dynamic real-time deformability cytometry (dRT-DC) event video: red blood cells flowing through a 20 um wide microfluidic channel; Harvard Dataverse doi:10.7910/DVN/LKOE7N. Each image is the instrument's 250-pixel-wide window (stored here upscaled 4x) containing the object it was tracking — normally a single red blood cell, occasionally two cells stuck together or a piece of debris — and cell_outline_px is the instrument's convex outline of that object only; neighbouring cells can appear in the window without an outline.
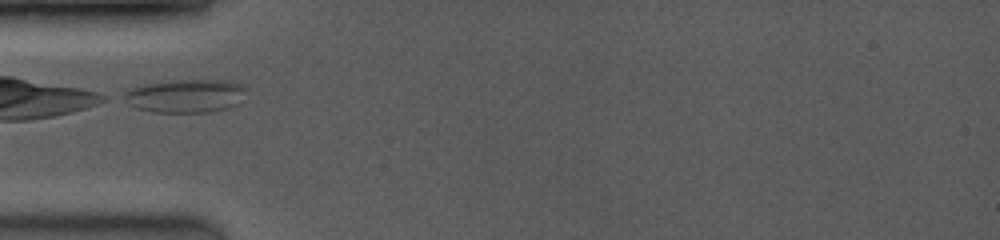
{"species": "common noctule bat (a hibernating species)", "species_latin": "Nyctalus noctula", "temperature_condition": "room temperature", "stored_images_in_passage": 53, "camera_frame_rate_fps": 3500, "um_per_image_px": 0.085, "animal": {"sex": "female", "body_mass_g": 19.0, "forearm_length_mm": 53.3}, "frame": {"image": 1, "passage_image": 1, "time_ms": 0.0, "image_size_px": [1000, 240], "cell_outline_px": [[244, 88], [236, 104], [228, 108], [212, 112], [152, 112], [136, 108], [120, 100], [116, 96], [132, 88], [148, 84], [172, 80], [232, 80], [240, 84]], "centroid_in_image_um": [15.65, 8.16], "position_along_channel_um": 69.4, "area_um2": 23.81}}
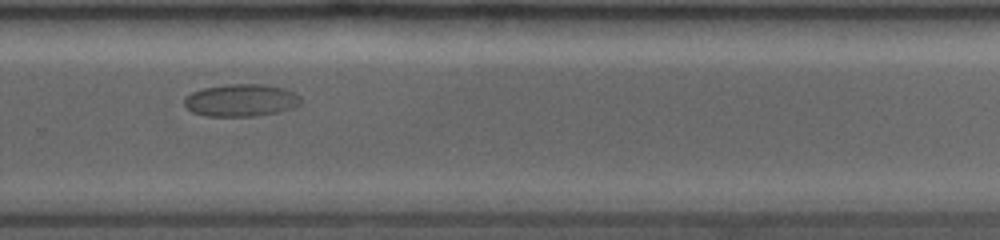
{"frame": {"image": 2, "passage_image": 44, "time_ms": 6.571, "image_size_px": [1000, 240], "cell_outline_px": [[300, 104], [292, 108], [276, 112], [256, 116], [208, 116], [192, 112], [184, 104], [184, 100], [192, 92], [204, 88], [228, 84], [264, 84], [284, 88], [300, 96]], "centroid_in_image_um": [20.49, 8.52], "position_along_channel_um": 309.3, "area_um2": 21.79}}